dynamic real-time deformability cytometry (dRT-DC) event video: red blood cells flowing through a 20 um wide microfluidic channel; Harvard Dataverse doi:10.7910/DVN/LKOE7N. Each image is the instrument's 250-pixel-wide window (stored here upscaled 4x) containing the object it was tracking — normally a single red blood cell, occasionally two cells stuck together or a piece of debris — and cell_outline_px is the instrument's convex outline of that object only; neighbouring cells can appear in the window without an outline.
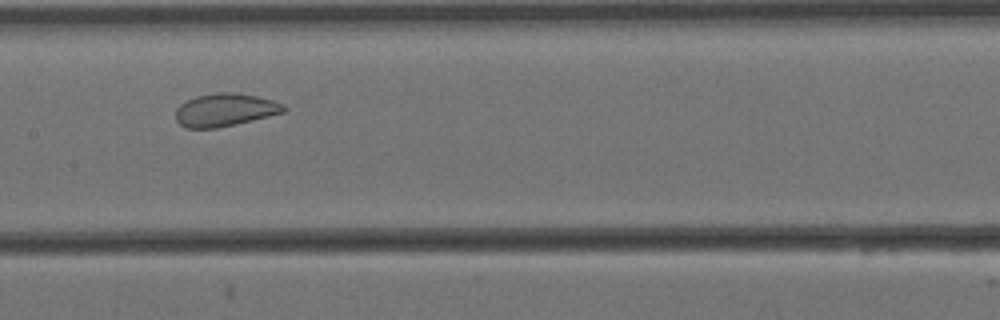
{"species": "Egyptian fruit bat (a non-hibernating species)", "species_latin": "Rousettus aegyptiacus", "temperature_condition": "cold", "stored_images_in_passage": 7, "camera_frame_rate_fps": 3000, "um_per_image_px": 0.085, "animal": {"sex": "female"}, "frame": {"image": 1, "passage_image": 6, "time_ms": 1.667, "image_size_px": [1000, 320], "cell_outline_px": [[288, 108], [284, 112], [236, 124], [216, 128], [184, 128], [176, 120], [176, 108], [180, 104], [196, 96], [220, 92], [232, 92], [256, 96], [272, 100], [284, 104]], "centroid_in_image_um": [19.12, 9.34], "position_along_channel_um": 188.3, "area_um2": 20.63}}
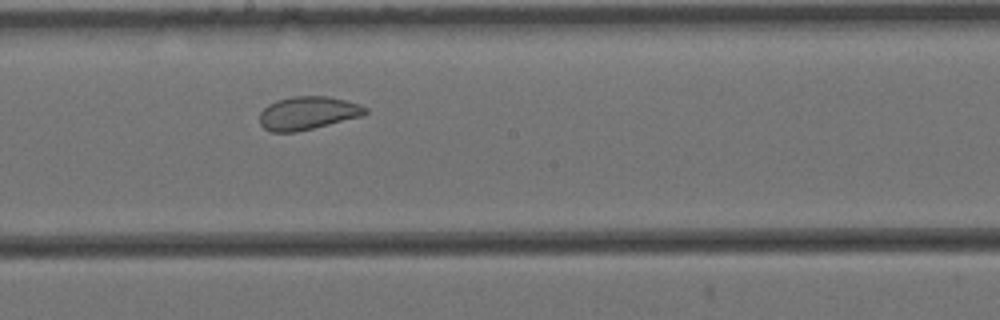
{"frame": {"image": 2, "passage_image": 7, "time_ms": 2.0, "image_size_px": [1000, 320], "cell_outline_px": [[368, 112], [364, 116], [296, 132], [272, 132], [264, 128], [260, 124], [260, 112], [268, 104], [276, 100], [292, 96], [328, 96], [360, 104], [368, 108]], "centroid_in_image_um": [26.18, 9.61], "position_along_channel_um": 222.0, "area_um2": 20.58}}